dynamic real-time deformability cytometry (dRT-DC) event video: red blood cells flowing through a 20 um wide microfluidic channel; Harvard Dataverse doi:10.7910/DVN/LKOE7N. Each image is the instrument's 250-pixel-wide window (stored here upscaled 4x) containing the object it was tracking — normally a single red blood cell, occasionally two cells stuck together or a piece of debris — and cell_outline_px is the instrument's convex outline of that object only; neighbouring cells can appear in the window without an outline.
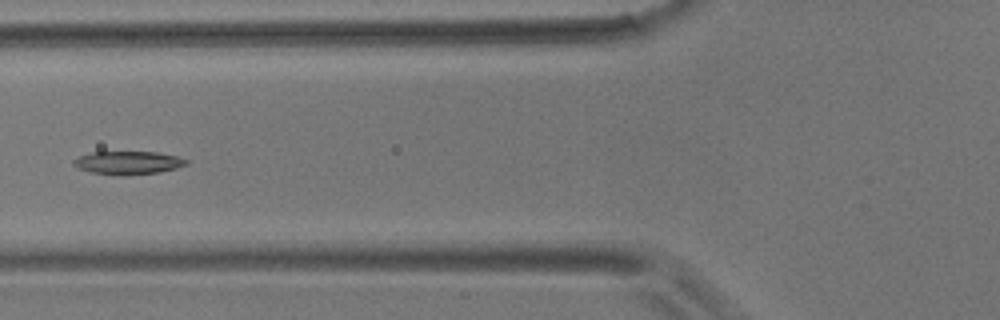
{"species": "common noctule bat (a hibernating species)", "species_latin": "Nyctalus noctula", "temperature_condition": "room temperature", "stored_images_in_passage": 9, "camera_frame_rate_fps": 3000, "um_per_image_px": 0.085, "animal": {"sex": "male", "body_mass_g": 17.9}, "frame": {"image": 1, "passage_image": 6, "time_ms": 6.0, "image_size_px": [1000, 320], "cell_outline_px": [[188, 164], [176, 168], [160, 172], [120, 176], [92, 172], [76, 168], [72, 164], [72, 160], [80, 156], [92, 152], [156, 152], [176, 156], [188, 160]], "centroid_in_image_um": [10.86, 13.84], "position_along_channel_um": 114.9, "area_um2": 15.26}}
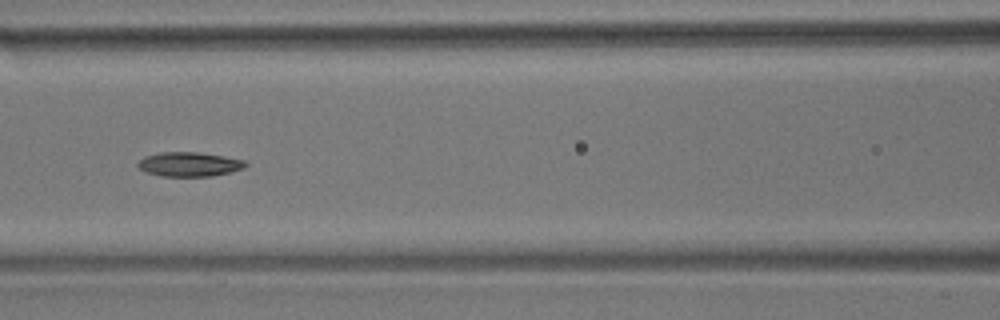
{"frame": {"image": 2, "passage_image": 7, "time_ms": 7.0, "image_size_px": [1000, 320], "cell_outline_px": [[248, 164], [244, 168], [232, 172], [212, 176], [160, 176], [144, 172], [136, 164], [144, 156], [160, 152], [196, 152], [224, 156], [244, 160]], "centroid_in_image_um": [16.08, 13.96], "position_along_channel_um": 150.5, "area_um2": 15.37}}
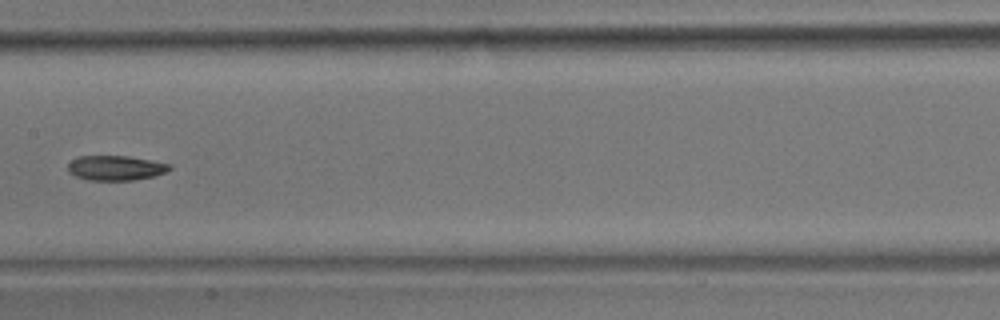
{"frame": {"image": 3, "passage_image": 8, "time_ms": 8.333, "image_size_px": [1000, 320], "cell_outline_px": [[172, 168], [164, 172], [152, 176], [132, 180], [88, 180], [76, 176], [68, 172], [68, 164], [72, 160], [80, 156], [128, 156], [172, 164]], "centroid_in_image_um": [9.82, 14.27], "position_along_channel_um": 197.6, "area_um2": 14.57}}